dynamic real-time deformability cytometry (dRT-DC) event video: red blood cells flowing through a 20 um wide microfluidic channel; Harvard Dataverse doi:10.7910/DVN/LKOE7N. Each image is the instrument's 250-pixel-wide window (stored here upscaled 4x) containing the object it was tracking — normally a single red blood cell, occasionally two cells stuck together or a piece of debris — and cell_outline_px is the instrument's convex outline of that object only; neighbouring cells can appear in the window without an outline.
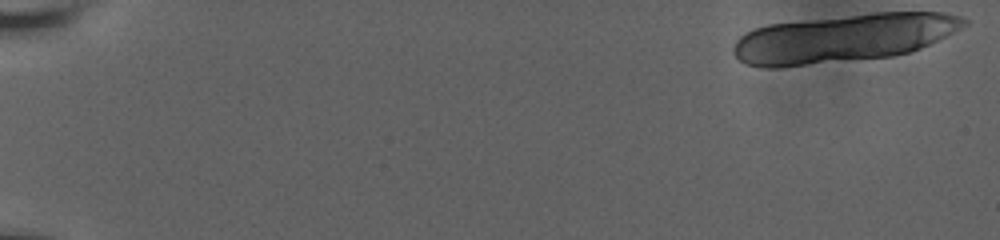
{"species": "human", "species_latin": "Homo sapiens", "temperature_condition": "room temperature", "stored_images_in_passage": 25, "camera_frame_rate_fps": 3000, "um_per_image_px": 0.085, "donor": {"sex": "male"}, "frame": {"image": 1, "passage_image": 1, "time_ms": 0.0, "image_size_px": [1000, 240], "cell_outline_px": [[968, 24], [920, 48], [908, 52], [892, 56], [776, 68], [764, 68], [744, 64], [732, 52], [732, 48], [736, 40], [740, 36], [756, 28], [768, 24], [876, 12], [944, 12], [960, 16], [968, 20]], "centroid_in_image_um": [71.64, 3.24], "position_along_channel_um": 13.4, "area_um2": 64.56}}
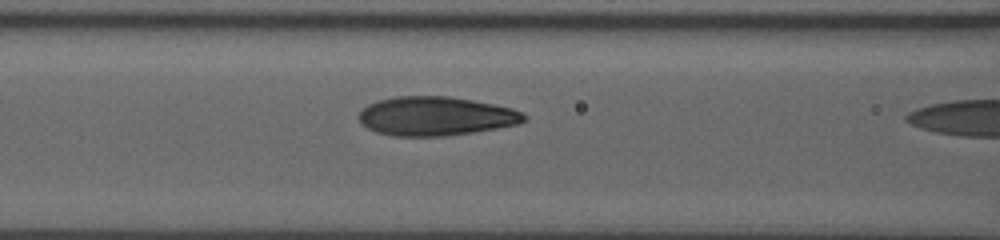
{"frame": {"image": 2, "passage_image": 24, "time_ms": 7.667, "image_size_px": [1000, 240], "cell_outline_px": [[528, 116], [524, 120], [516, 124], [496, 128], [472, 132], [444, 136], [392, 136], [376, 132], [368, 128], [360, 120], [360, 112], [368, 104], [376, 100], [396, 96], [448, 96], [472, 100], [512, 108]], "centroid_in_image_um": [37.01, 9.87], "position_along_channel_um": 129.6, "area_um2": 37.22}}